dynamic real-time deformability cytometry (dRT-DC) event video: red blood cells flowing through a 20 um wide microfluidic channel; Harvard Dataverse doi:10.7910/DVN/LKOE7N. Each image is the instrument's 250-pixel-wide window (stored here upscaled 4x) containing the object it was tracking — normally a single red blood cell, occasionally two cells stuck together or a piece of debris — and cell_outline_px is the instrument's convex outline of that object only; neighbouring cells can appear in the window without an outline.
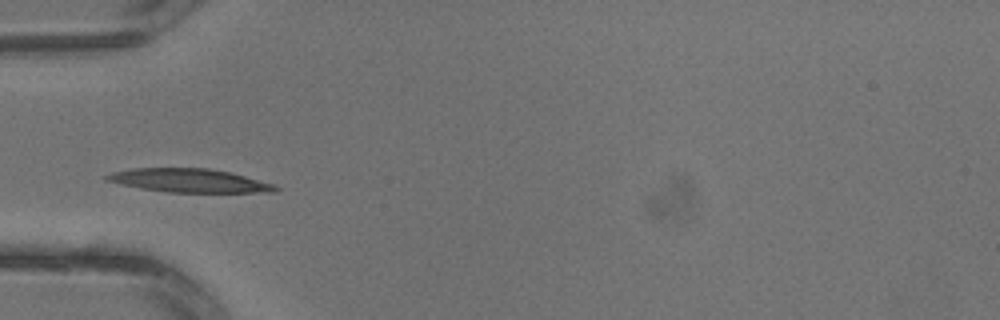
{"species": "common noctule bat (a hibernating species)", "species_latin": "Nyctalus noctula", "temperature_condition": "warm", "stored_images_in_passage": 1, "camera_frame_rate_fps": 3000, "um_per_image_px": 0.085, "animal": {"sex": "male", "body_mass_g": 13.3}, "frame": {"image": 1, "passage_image": 1, "time_ms": 0.0, "image_size_px": [1000, 320], "cell_outline_px": [[280, 188], [276, 192], [168, 192], [140, 188], [120, 184], [104, 180], [104, 176], [112, 172], [132, 168], [208, 168], [232, 172], [276, 184]], "centroid_in_image_um": [16.11, 15.34], "position_along_channel_um": 68.9, "area_um2": 23.35}}